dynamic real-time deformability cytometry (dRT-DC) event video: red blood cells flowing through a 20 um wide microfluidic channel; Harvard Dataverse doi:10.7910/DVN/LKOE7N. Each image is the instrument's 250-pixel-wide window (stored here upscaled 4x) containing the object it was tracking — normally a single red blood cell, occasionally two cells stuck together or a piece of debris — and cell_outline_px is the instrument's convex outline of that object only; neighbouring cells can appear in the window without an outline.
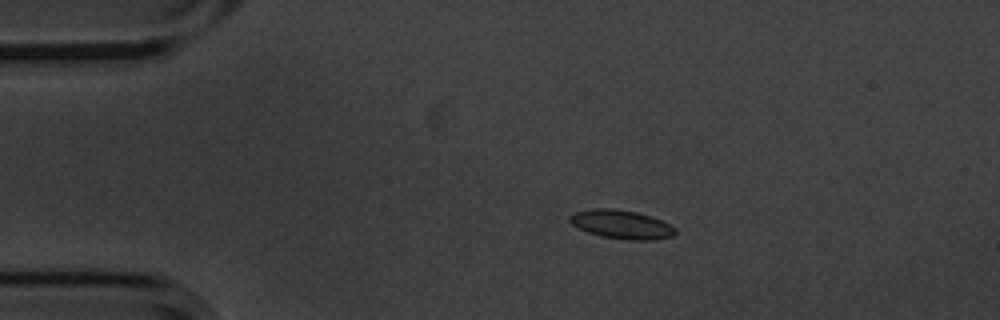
{"species": "common noctule bat (a hibernating species)", "species_latin": "Nyctalus noctula", "temperature_condition": "cold", "stored_images_in_passage": 15, "camera_frame_rate_fps": 3000, "um_per_image_px": 0.085, "animal": {"sex": "male", "body_mass_g": 20.1, "forearm_length_mm": 53.5}, "frame": {"image": 1, "passage_image": 4, "time_ms": 1.0, "image_size_px": [1000, 320], "cell_outline_px": [[676, 232], [672, 236], [652, 240], [628, 240], [604, 236], [588, 232], [572, 224], [568, 220], [568, 216], [572, 212], [592, 208], [612, 208], [636, 212], [652, 216], [676, 228]], "centroid_in_image_um": [52.8, 19.06], "position_along_channel_um": 32.2, "area_um2": 17.63}}
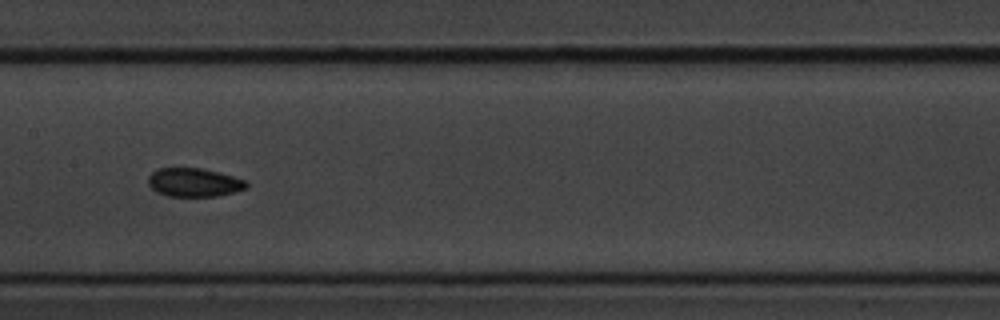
{"frame": {"image": 2, "passage_image": 8, "time_ms": 2.333, "image_size_px": [1000, 320], "cell_outline_px": [[248, 188], [220, 196], [168, 196], [156, 192], [148, 184], [148, 176], [152, 172], [160, 168], [200, 168], [248, 180]], "centroid_in_image_um": [16.51, 15.51], "position_along_channel_um": 190.9, "area_um2": 16.42}}
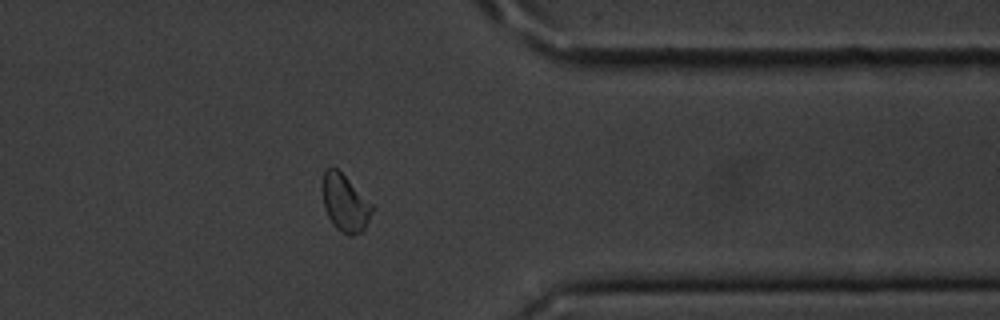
{"frame": {"image": 3, "passage_image": 13, "time_ms": 4.0, "image_size_px": [1000, 320], "cell_outline_px": [[372, 212], [364, 228], [360, 232], [352, 236], [348, 236], [336, 228], [332, 224], [324, 208], [320, 188], [324, 172], [332, 164], [372, 204]], "centroid_in_image_um": [29.26, 17.25], "position_along_channel_um": 382.1, "area_um2": 16.47}}